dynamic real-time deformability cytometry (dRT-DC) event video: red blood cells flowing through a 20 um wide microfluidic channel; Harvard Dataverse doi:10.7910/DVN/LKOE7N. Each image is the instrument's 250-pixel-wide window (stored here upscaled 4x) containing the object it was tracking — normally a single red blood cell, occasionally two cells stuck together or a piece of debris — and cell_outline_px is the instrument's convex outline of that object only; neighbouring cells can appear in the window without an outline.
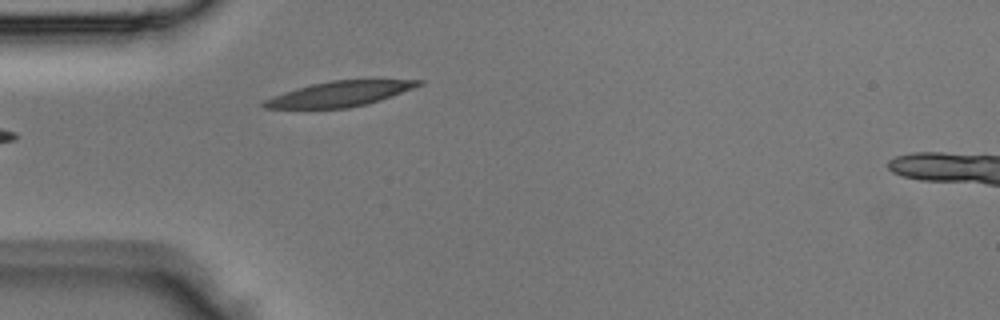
{"species": "Egyptian fruit bat (a non-hibernating species)", "species_latin": "Rousettus aegyptiacus", "temperature_condition": "room temperature", "stored_images_in_passage": 4, "camera_frame_rate_fps": 3000, "um_per_image_px": 0.085, "animal": {"sex": "male"}, "frame": {"image": 1, "passage_image": 4, "time_ms": 1.0, "image_size_px": [1000, 320], "cell_outline_px": [[424, 84], [380, 100], [368, 104], [348, 108], [264, 108], [260, 104], [264, 100], [272, 96], [296, 88], [312, 84], [332, 80], [424, 80]], "centroid_in_image_um": [28.86, 7.98], "position_along_channel_um": 56.1, "area_um2": 22.48}}